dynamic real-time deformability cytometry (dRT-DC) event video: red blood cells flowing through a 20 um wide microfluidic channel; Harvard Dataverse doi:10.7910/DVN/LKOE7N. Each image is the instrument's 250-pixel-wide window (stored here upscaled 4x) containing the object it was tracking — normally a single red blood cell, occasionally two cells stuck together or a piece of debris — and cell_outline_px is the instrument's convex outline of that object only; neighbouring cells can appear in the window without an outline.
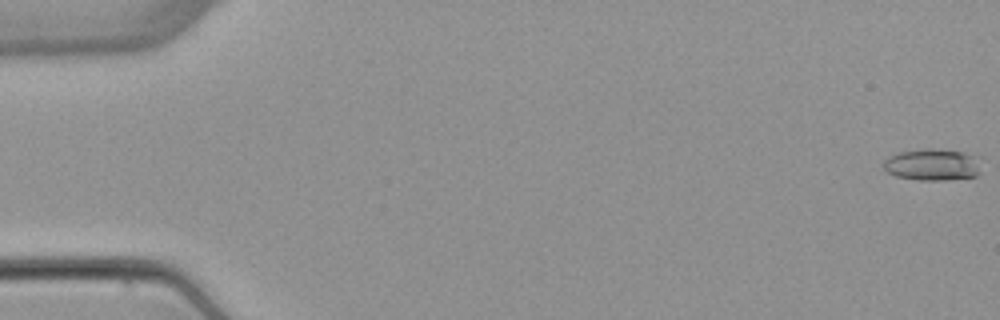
{"species": "common noctule bat (a hibernating species)", "species_latin": "Nyctalus noctula", "temperature_condition": "warm", "stored_images_in_passage": 5, "camera_frame_rate_fps": 3000, "um_per_image_px": 0.085, "animal": {"sex": "female", "body_mass_g": 22.7, "forearm_length_mm": 54.2}, "frame": {"image": 1, "passage_image": 1, "time_ms": 0.0, "image_size_px": [1000, 320], "cell_outline_px": [[980, 172], [976, 176], [948, 180], [916, 180], [896, 176], [888, 172], [884, 168], [884, 160], [888, 156], [900, 152], [928, 148], [932, 148], [960, 152], [968, 156]], "centroid_in_image_um": [79.11, 14.02], "position_along_channel_um": 5.9, "area_um2": 17.34}}
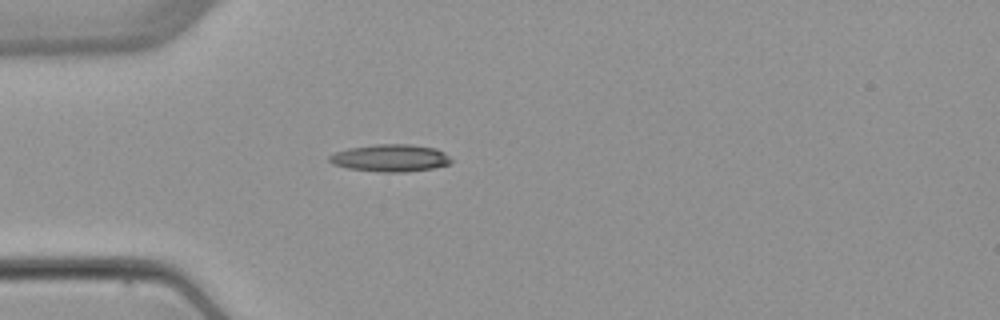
{"frame": {"image": 2, "passage_image": 5, "time_ms": 5.0, "image_size_px": [1000, 320], "cell_outline_px": [[452, 160], [448, 164], [432, 168], [404, 172], [380, 172], [348, 168], [332, 164], [328, 160], [328, 156], [336, 152], [348, 148], [376, 144], [412, 144], [436, 148], [444, 152]], "centroid_in_image_um": [33.16, 13.42], "position_along_channel_um": 51.8, "area_um2": 19.36}}